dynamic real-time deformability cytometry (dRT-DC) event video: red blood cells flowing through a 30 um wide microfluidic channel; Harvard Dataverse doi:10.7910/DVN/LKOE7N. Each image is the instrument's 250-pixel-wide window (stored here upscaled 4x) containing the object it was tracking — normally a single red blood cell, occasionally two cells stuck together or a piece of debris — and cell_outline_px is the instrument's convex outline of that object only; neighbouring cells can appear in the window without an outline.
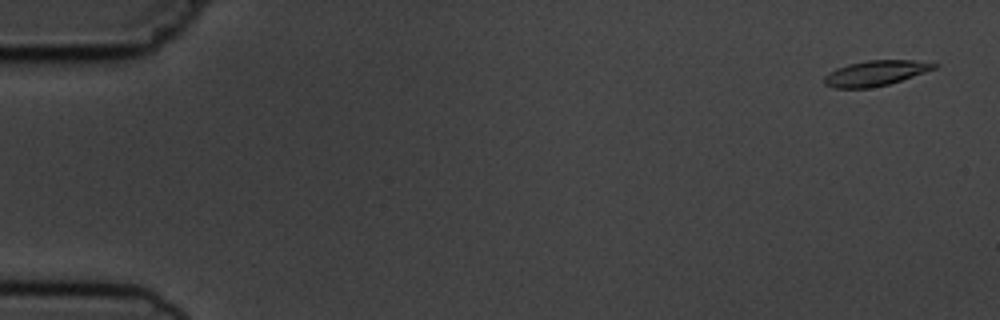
{"species": "common noctule bat (a hibernating species)", "species_latin": "Nyctalus noctula", "temperature_condition": "cold", "stored_images_in_passage": 6, "camera_frame_rate_fps": 3000, "um_per_image_px": 0.085, "animal": {"sex": "male", "body_mass_g": 19.5, "forearm_length_mm": 54.6}, "frame": {"image": 1, "passage_image": 1, "time_ms": 0.0, "image_size_px": [1000, 320], "cell_outline_px": [[940, 64], [936, 68], [888, 84], [868, 88], [832, 88], [824, 84], [824, 76], [836, 68], [848, 64], [868, 60], [912, 60]], "centroid_in_image_um": [74.38, 6.22], "position_along_channel_um": 10.6, "area_um2": 16.01}}
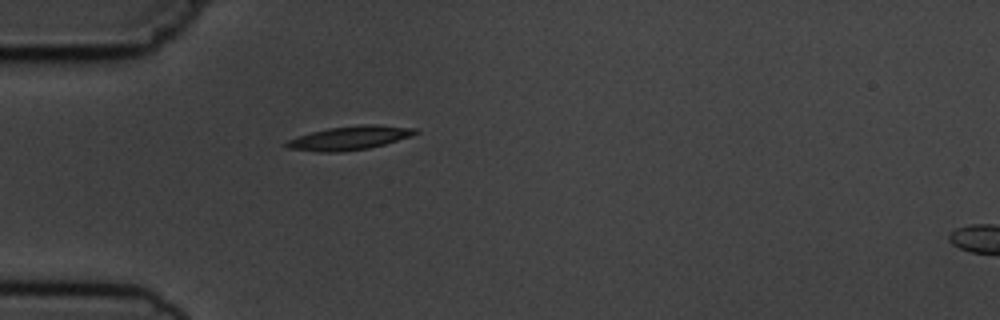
{"frame": {"image": 2, "passage_image": 5, "time_ms": 4.667, "image_size_px": [1000, 320], "cell_outline_px": [[420, 132], [412, 136], [384, 144], [368, 148], [340, 152], [320, 152], [288, 148], [284, 144], [288, 140], [312, 132], [328, 128], [360, 124], [376, 124], [420, 128]], "centroid_in_image_um": [29.8, 11.71], "position_along_channel_um": 55.2, "area_um2": 17.92}}